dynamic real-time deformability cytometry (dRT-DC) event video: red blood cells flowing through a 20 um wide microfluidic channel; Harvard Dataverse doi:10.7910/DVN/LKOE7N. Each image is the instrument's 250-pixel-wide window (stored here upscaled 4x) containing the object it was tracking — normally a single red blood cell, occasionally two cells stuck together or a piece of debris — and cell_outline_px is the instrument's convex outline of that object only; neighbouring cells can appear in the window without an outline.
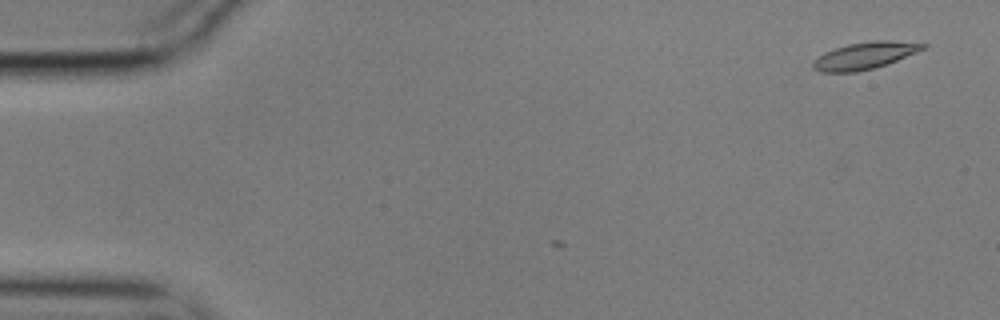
{"species": "common noctule bat (a hibernating species)", "species_latin": "Nyctalus noctula", "temperature_condition": "cold", "stored_images_in_passage": 6, "camera_frame_rate_fps": 3000, "um_per_image_px": 0.085, "animal": {"sex": "male", "body_mass_g": 17.9}, "frame": {"image": 1, "passage_image": 1, "time_ms": 0.0, "image_size_px": [1000, 320], "cell_outline_px": [[928, 44], [924, 48], [916, 52], [888, 64], [856, 72], [820, 72], [812, 68], [812, 60], [824, 52], [848, 44], [876, 40], [888, 40]], "centroid_in_image_um": [73.45, 4.73], "position_along_channel_um": 11.5, "area_um2": 17.17}}